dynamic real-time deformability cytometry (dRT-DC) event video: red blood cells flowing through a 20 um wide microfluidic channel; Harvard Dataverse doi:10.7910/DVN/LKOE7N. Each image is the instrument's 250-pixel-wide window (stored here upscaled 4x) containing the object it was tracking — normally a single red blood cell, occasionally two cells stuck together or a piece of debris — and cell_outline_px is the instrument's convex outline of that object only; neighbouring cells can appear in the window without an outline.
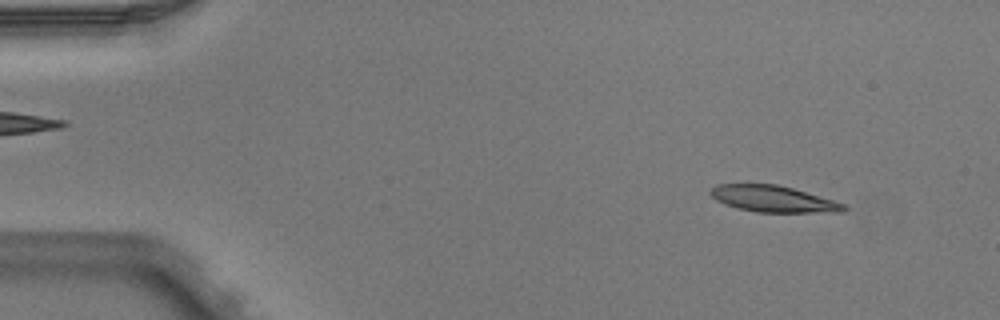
{"species": "Egyptian fruit bat (a non-hibernating species)", "species_latin": "Rousettus aegyptiacus", "temperature_condition": "warm", "stored_images_in_passage": 3, "camera_frame_rate_fps": 3000, "um_per_image_px": 0.085, "animal": {"sex": "male"}, "frame": {"image": 1, "passage_image": 1, "time_ms": 0.0, "image_size_px": [1000, 320], "cell_outline_px": [[848, 208], [844, 212], [756, 212], [736, 208], [724, 204], [716, 200], [708, 192], [716, 184], [776, 184], [792, 188], [832, 200], [844, 204]], "centroid_in_image_um": [65.68, 16.91], "position_along_channel_um": 19.3, "area_um2": 20.4}}